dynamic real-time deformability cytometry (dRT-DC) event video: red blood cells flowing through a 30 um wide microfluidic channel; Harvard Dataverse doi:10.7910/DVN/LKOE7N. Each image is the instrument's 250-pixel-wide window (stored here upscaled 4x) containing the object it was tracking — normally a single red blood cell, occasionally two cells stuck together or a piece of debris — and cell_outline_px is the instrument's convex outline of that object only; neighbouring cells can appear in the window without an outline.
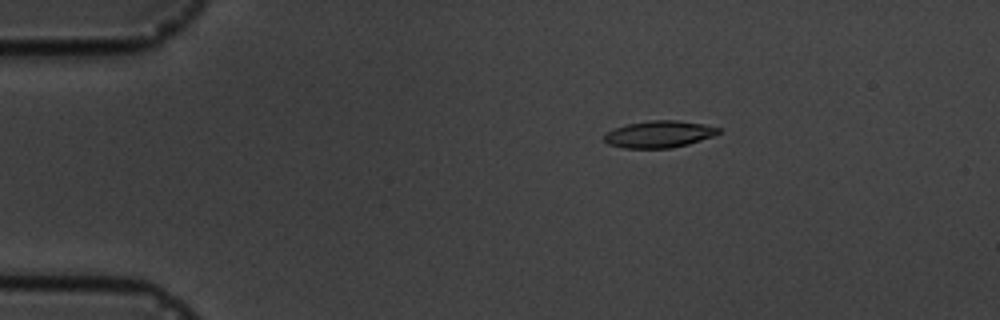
{"species": "common noctule bat (a hibernating species)", "species_latin": "Nyctalus noctula", "temperature_condition": "cold", "stored_images_in_passage": 3, "camera_frame_rate_fps": 3000, "um_per_image_px": 0.085, "animal": {"sex": "male", "body_mass_g": 19.5, "forearm_length_mm": 54.6}, "frame": {"image": 1, "passage_image": 1, "time_ms": 0.0, "image_size_px": [1000, 320], "cell_outline_px": [[720, 132], [712, 136], [688, 144], [672, 148], [624, 148], [608, 144], [604, 140], [604, 136], [608, 132], [616, 128], [628, 124], [648, 120], [676, 120], [704, 124], [720, 128]], "centroid_in_image_um": [56.03, 11.41], "position_along_channel_um": 29.0, "area_um2": 17.74}}